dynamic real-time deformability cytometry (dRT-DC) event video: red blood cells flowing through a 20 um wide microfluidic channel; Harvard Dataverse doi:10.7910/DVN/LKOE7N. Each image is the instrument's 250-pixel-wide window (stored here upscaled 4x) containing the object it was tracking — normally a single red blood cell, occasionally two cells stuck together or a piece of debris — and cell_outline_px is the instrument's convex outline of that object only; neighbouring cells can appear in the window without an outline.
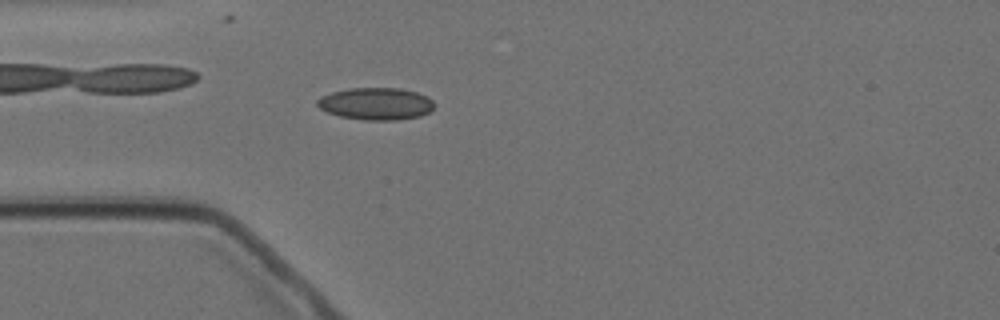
{"species": "Egyptian fruit bat (a non-hibernating species)", "species_latin": "Rousettus aegyptiacus", "temperature_condition": "cold", "stored_images_in_passage": 5, "camera_frame_rate_fps": 3000, "um_per_image_px": 0.085, "animal": {"sex": "female"}, "frame": {"image": 1, "passage_image": 5, "time_ms": 5.667, "image_size_px": [1000, 320], "cell_outline_px": [[432, 108], [428, 112], [420, 116], [396, 120], [364, 120], [340, 116], [328, 112], [320, 108], [316, 104], [316, 100], [320, 96], [332, 92], [348, 88], [400, 88], [416, 92], [428, 96], [432, 100]], "centroid_in_image_um": [31.93, 8.81], "position_along_channel_um": 53.1, "area_um2": 21.91}}